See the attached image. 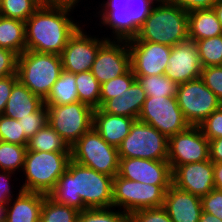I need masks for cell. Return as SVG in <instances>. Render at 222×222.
Listing matches in <instances>:
<instances>
[{
  "label": "cell",
  "instance_id": "obj_20",
  "mask_svg": "<svg viewBox=\"0 0 222 222\" xmlns=\"http://www.w3.org/2000/svg\"><path fill=\"white\" fill-rule=\"evenodd\" d=\"M163 207L172 222H199L202 213L201 198L173 184L165 192Z\"/></svg>",
  "mask_w": 222,
  "mask_h": 222
},
{
  "label": "cell",
  "instance_id": "obj_43",
  "mask_svg": "<svg viewBox=\"0 0 222 222\" xmlns=\"http://www.w3.org/2000/svg\"><path fill=\"white\" fill-rule=\"evenodd\" d=\"M17 60L16 53L0 47V79L17 74Z\"/></svg>",
  "mask_w": 222,
  "mask_h": 222
},
{
  "label": "cell",
  "instance_id": "obj_31",
  "mask_svg": "<svg viewBox=\"0 0 222 222\" xmlns=\"http://www.w3.org/2000/svg\"><path fill=\"white\" fill-rule=\"evenodd\" d=\"M147 96H176L178 84L164 75L135 76Z\"/></svg>",
  "mask_w": 222,
  "mask_h": 222
},
{
  "label": "cell",
  "instance_id": "obj_14",
  "mask_svg": "<svg viewBox=\"0 0 222 222\" xmlns=\"http://www.w3.org/2000/svg\"><path fill=\"white\" fill-rule=\"evenodd\" d=\"M84 31L85 29L81 26L69 39L60 54L62 69L67 72L77 74L90 71L99 48L110 40L108 35L98 38Z\"/></svg>",
  "mask_w": 222,
  "mask_h": 222
},
{
  "label": "cell",
  "instance_id": "obj_28",
  "mask_svg": "<svg viewBox=\"0 0 222 222\" xmlns=\"http://www.w3.org/2000/svg\"><path fill=\"white\" fill-rule=\"evenodd\" d=\"M27 151L71 152L61 136L47 124L28 140Z\"/></svg>",
  "mask_w": 222,
  "mask_h": 222
},
{
  "label": "cell",
  "instance_id": "obj_8",
  "mask_svg": "<svg viewBox=\"0 0 222 222\" xmlns=\"http://www.w3.org/2000/svg\"><path fill=\"white\" fill-rule=\"evenodd\" d=\"M170 186L141 183L116 175L113 178V207L122 208L128 215L136 210L162 207Z\"/></svg>",
  "mask_w": 222,
  "mask_h": 222
},
{
  "label": "cell",
  "instance_id": "obj_22",
  "mask_svg": "<svg viewBox=\"0 0 222 222\" xmlns=\"http://www.w3.org/2000/svg\"><path fill=\"white\" fill-rule=\"evenodd\" d=\"M16 198L7 203L6 222H39L45 194L18 189Z\"/></svg>",
  "mask_w": 222,
  "mask_h": 222
},
{
  "label": "cell",
  "instance_id": "obj_44",
  "mask_svg": "<svg viewBox=\"0 0 222 222\" xmlns=\"http://www.w3.org/2000/svg\"><path fill=\"white\" fill-rule=\"evenodd\" d=\"M14 172L0 170V205H7V203L14 197L13 194L15 191H12L14 186L11 185L12 178L13 181L18 178H15ZM13 175V176H12ZM10 181V182H9Z\"/></svg>",
  "mask_w": 222,
  "mask_h": 222
},
{
  "label": "cell",
  "instance_id": "obj_2",
  "mask_svg": "<svg viewBox=\"0 0 222 222\" xmlns=\"http://www.w3.org/2000/svg\"><path fill=\"white\" fill-rule=\"evenodd\" d=\"M73 10L42 4L25 21L26 50L60 55L75 32L86 26L73 20Z\"/></svg>",
  "mask_w": 222,
  "mask_h": 222
},
{
  "label": "cell",
  "instance_id": "obj_40",
  "mask_svg": "<svg viewBox=\"0 0 222 222\" xmlns=\"http://www.w3.org/2000/svg\"><path fill=\"white\" fill-rule=\"evenodd\" d=\"M200 78L204 84L214 92L218 100L222 103V67L208 66L202 68Z\"/></svg>",
  "mask_w": 222,
  "mask_h": 222
},
{
  "label": "cell",
  "instance_id": "obj_49",
  "mask_svg": "<svg viewBox=\"0 0 222 222\" xmlns=\"http://www.w3.org/2000/svg\"><path fill=\"white\" fill-rule=\"evenodd\" d=\"M215 189L222 191V162L213 163Z\"/></svg>",
  "mask_w": 222,
  "mask_h": 222
},
{
  "label": "cell",
  "instance_id": "obj_25",
  "mask_svg": "<svg viewBox=\"0 0 222 222\" xmlns=\"http://www.w3.org/2000/svg\"><path fill=\"white\" fill-rule=\"evenodd\" d=\"M222 34V27L213 8L188 12V38L193 41Z\"/></svg>",
  "mask_w": 222,
  "mask_h": 222
},
{
  "label": "cell",
  "instance_id": "obj_33",
  "mask_svg": "<svg viewBox=\"0 0 222 222\" xmlns=\"http://www.w3.org/2000/svg\"><path fill=\"white\" fill-rule=\"evenodd\" d=\"M202 68L222 64V34L195 41Z\"/></svg>",
  "mask_w": 222,
  "mask_h": 222
},
{
  "label": "cell",
  "instance_id": "obj_6",
  "mask_svg": "<svg viewBox=\"0 0 222 222\" xmlns=\"http://www.w3.org/2000/svg\"><path fill=\"white\" fill-rule=\"evenodd\" d=\"M62 70L61 56L55 53L25 50L18 56V80L43 100L49 95Z\"/></svg>",
  "mask_w": 222,
  "mask_h": 222
},
{
  "label": "cell",
  "instance_id": "obj_47",
  "mask_svg": "<svg viewBox=\"0 0 222 222\" xmlns=\"http://www.w3.org/2000/svg\"><path fill=\"white\" fill-rule=\"evenodd\" d=\"M209 159L213 163L222 162V137L209 140Z\"/></svg>",
  "mask_w": 222,
  "mask_h": 222
},
{
  "label": "cell",
  "instance_id": "obj_36",
  "mask_svg": "<svg viewBox=\"0 0 222 222\" xmlns=\"http://www.w3.org/2000/svg\"><path fill=\"white\" fill-rule=\"evenodd\" d=\"M77 222H129V217L116 207L94 208L81 211Z\"/></svg>",
  "mask_w": 222,
  "mask_h": 222
},
{
  "label": "cell",
  "instance_id": "obj_29",
  "mask_svg": "<svg viewBox=\"0 0 222 222\" xmlns=\"http://www.w3.org/2000/svg\"><path fill=\"white\" fill-rule=\"evenodd\" d=\"M76 88L79 101L92 107L100 108V87L101 84L91 71L75 74Z\"/></svg>",
  "mask_w": 222,
  "mask_h": 222
},
{
  "label": "cell",
  "instance_id": "obj_18",
  "mask_svg": "<svg viewBox=\"0 0 222 222\" xmlns=\"http://www.w3.org/2000/svg\"><path fill=\"white\" fill-rule=\"evenodd\" d=\"M198 48L195 41L187 39L172 46L165 75L177 84L197 79L201 76Z\"/></svg>",
  "mask_w": 222,
  "mask_h": 222
},
{
  "label": "cell",
  "instance_id": "obj_32",
  "mask_svg": "<svg viewBox=\"0 0 222 222\" xmlns=\"http://www.w3.org/2000/svg\"><path fill=\"white\" fill-rule=\"evenodd\" d=\"M26 152L27 146L0 141V170L18 174L23 170Z\"/></svg>",
  "mask_w": 222,
  "mask_h": 222
},
{
  "label": "cell",
  "instance_id": "obj_45",
  "mask_svg": "<svg viewBox=\"0 0 222 222\" xmlns=\"http://www.w3.org/2000/svg\"><path fill=\"white\" fill-rule=\"evenodd\" d=\"M18 75H10L0 79V115L3 114L13 86L18 82Z\"/></svg>",
  "mask_w": 222,
  "mask_h": 222
},
{
  "label": "cell",
  "instance_id": "obj_12",
  "mask_svg": "<svg viewBox=\"0 0 222 222\" xmlns=\"http://www.w3.org/2000/svg\"><path fill=\"white\" fill-rule=\"evenodd\" d=\"M137 120L153 126L167 138L185 131L190 126L183 116L176 96H147Z\"/></svg>",
  "mask_w": 222,
  "mask_h": 222
},
{
  "label": "cell",
  "instance_id": "obj_11",
  "mask_svg": "<svg viewBox=\"0 0 222 222\" xmlns=\"http://www.w3.org/2000/svg\"><path fill=\"white\" fill-rule=\"evenodd\" d=\"M176 99L190 126H199L213 111L222 106L200 77L178 84Z\"/></svg>",
  "mask_w": 222,
  "mask_h": 222
},
{
  "label": "cell",
  "instance_id": "obj_41",
  "mask_svg": "<svg viewBox=\"0 0 222 222\" xmlns=\"http://www.w3.org/2000/svg\"><path fill=\"white\" fill-rule=\"evenodd\" d=\"M199 127L208 140L222 137V106L213 111Z\"/></svg>",
  "mask_w": 222,
  "mask_h": 222
},
{
  "label": "cell",
  "instance_id": "obj_37",
  "mask_svg": "<svg viewBox=\"0 0 222 222\" xmlns=\"http://www.w3.org/2000/svg\"><path fill=\"white\" fill-rule=\"evenodd\" d=\"M0 141L27 146L28 139L22 130L21 123L17 119H12L0 115Z\"/></svg>",
  "mask_w": 222,
  "mask_h": 222
},
{
  "label": "cell",
  "instance_id": "obj_24",
  "mask_svg": "<svg viewBox=\"0 0 222 222\" xmlns=\"http://www.w3.org/2000/svg\"><path fill=\"white\" fill-rule=\"evenodd\" d=\"M43 105L44 100L41 97L33 94L25 85L18 81L13 86L2 115L19 120L38 111Z\"/></svg>",
  "mask_w": 222,
  "mask_h": 222
},
{
  "label": "cell",
  "instance_id": "obj_35",
  "mask_svg": "<svg viewBox=\"0 0 222 222\" xmlns=\"http://www.w3.org/2000/svg\"><path fill=\"white\" fill-rule=\"evenodd\" d=\"M136 80L131 68L123 75L106 81L100 87V107L109 99L122 96L130 85Z\"/></svg>",
  "mask_w": 222,
  "mask_h": 222
},
{
  "label": "cell",
  "instance_id": "obj_3",
  "mask_svg": "<svg viewBox=\"0 0 222 222\" xmlns=\"http://www.w3.org/2000/svg\"><path fill=\"white\" fill-rule=\"evenodd\" d=\"M158 0H106L96 12L98 25L111 31L110 40L128 41L137 36L140 27L150 15ZM102 8V9H100ZM108 27V28H107ZM113 33V34H112Z\"/></svg>",
  "mask_w": 222,
  "mask_h": 222
},
{
  "label": "cell",
  "instance_id": "obj_19",
  "mask_svg": "<svg viewBox=\"0 0 222 222\" xmlns=\"http://www.w3.org/2000/svg\"><path fill=\"white\" fill-rule=\"evenodd\" d=\"M172 184L200 198L215 189L213 162L186 163L172 172Z\"/></svg>",
  "mask_w": 222,
  "mask_h": 222
},
{
  "label": "cell",
  "instance_id": "obj_26",
  "mask_svg": "<svg viewBox=\"0 0 222 222\" xmlns=\"http://www.w3.org/2000/svg\"><path fill=\"white\" fill-rule=\"evenodd\" d=\"M0 47L22 54L26 50L25 22L0 16Z\"/></svg>",
  "mask_w": 222,
  "mask_h": 222
},
{
  "label": "cell",
  "instance_id": "obj_10",
  "mask_svg": "<svg viewBox=\"0 0 222 222\" xmlns=\"http://www.w3.org/2000/svg\"><path fill=\"white\" fill-rule=\"evenodd\" d=\"M48 124L71 148L93 127L94 109L80 101L66 105H46Z\"/></svg>",
  "mask_w": 222,
  "mask_h": 222
},
{
  "label": "cell",
  "instance_id": "obj_30",
  "mask_svg": "<svg viewBox=\"0 0 222 222\" xmlns=\"http://www.w3.org/2000/svg\"><path fill=\"white\" fill-rule=\"evenodd\" d=\"M79 211L67 205L59 204L45 196L39 222H77Z\"/></svg>",
  "mask_w": 222,
  "mask_h": 222
},
{
  "label": "cell",
  "instance_id": "obj_17",
  "mask_svg": "<svg viewBox=\"0 0 222 222\" xmlns=\"http://www.w3.org/2000/svg\"><path fill=\"white\" fill-rule=\"evenodd\" d=\"M117 175L151 185H172V169L167 160L120 158Z\"/></svg>",
  "mask_w": 222,
  "mask_h": 222
},
{
  "label": "cell",
  "instance_id": "obj_21",
  "mask_svg": "<svg viewBox=\"0 0 222 222\" xmlns=\"http://www.w3.org/2000/svg\"><path fill=\"white\" fill-rule=\"evenodd\" d=\"M134 121L131 117L105 113L101 108L94 109L93 112V127L108 144L116 148L129 134Z\"/></svg>",
  "mask_w": 222,
  "mask_h": 222
},
{
  "label": "cell",
  "instance_id": "obj_34",
  "mask_svg": "<svg viewBox=\"0 0 222 222\" xmlns=\"http://www.w3.org/2000/svg\"><path fill=\"white\" fill-rule=\"evenodd\" d=\"M42 4V0H2L1 16L25 22Z\"/></svg>",
  "mask_w": 222,
  "mask_h": 222
},
{
  "label": "cell",
  "instance_id": "obj_48",
  "mask_svg": "<svg viewBox=\"0 0 222 222\" xmlns=\"http://www.w3.org/2000/svg\"><path fill=\"white\" fill-rule=\"evenodd\" d=\"M42 1H43V4L45 5L67 7L71 9H76V7L80 5L79 2H81V0H42Z\"/></svg>",
  "mask_w": 222,
  "mask_h": 222
},
{
  "label": "cell",
  "instance_id": "obj_23",
  "mask_svg": "<svg viewBox=\"0 0 222 222\" xmlns=\"http://www.w3.org/2000/svg\"><path fill=\"white\" fill-rule=\"evenodd\" d=\"M146 98V92L135 80L122 96H115L107 100L100 108L111 115L131 117L137 120Z\"/></svg>",
  "mask_w": 222,
  "mask_h": 222
},
{
  "label": "cell",
  "instance_id": "obj_4",
  "mask_svg": "<svg viewBox=\"0 0 222 222\" xmlns=\"http://www.w3.org/2000/svg\"><path fill=\"white\" fill-rule=\"evenodd\" d=\"M136 38L171 47L185 41L188 39V12L168 0H158Z\"/></svg>",
  "mask_w": 222,
  "mask_h": 222
},
{
  "label": "cell",
  "instance_id": "obj_9",
  "mask_svg": "<svg viewBox=\"0 0 222 222\" xmlns=\"http://www.w3.org/2000/svg\"><path fill=\"white\" fill-rule=\"evenodd\" d=\"M118 152L119 158L168 160V138L153 126L135 120Z\"/></svg>",
  "mask_w": 222,
  "mask_h": 222
},
{
  "label": "cell",
  "instance_id": "obj_39",
  "mask_svg": "<svg viewBox=\"0 0 222 222\" xmlns=\"http://www.w3.org/2000/svg\"><path fill=\"white\" fill-rule=\"evenodd\" d=\"M128 217L129 222H172L163 206L136 210L130 213Z\"/></svg>",
  "mask_w": 222,
  "mask_h": 222
},
{
  "label": "cell",
  "instance_id": "obj_38",
  "mask_svg": "<svg viewBox=\"0 0 222 222\" xmlns=\"http://www.w3.org/2000/svg\"><path fill=\"white\" fill-rule=\"evenodd\" d=\"M18 121L21 123L22 130L29 140L48 124L47 106L44 104L38 111L22 117Z\"/></svg>",
  "mask_w": 222,
  "mask_h": 222
},
{
  "label": "cell",
  "instance_id": "obj_15",
  "mask_svg": "<svg viewBox=\"0 0 222 222\" xmlns=\"http://www.w3.org/2000/svg\"><path fill=\"white\" fill-rule=\"evenodd\" d=\"M130 65L135 76L164 75L172 47L160 43L140 41L136 37L127 41Z\"/></svg>",
  "mask_w": 222,
  "mask_h": 222
},
{
  "label": "cell",
  "instance_id": "obj_53",
  "mask_svg": "<svg viewBox=\"0 0 222 222\" xmlns=\"http://www.w3.org/2000/svg\"><path fill=\"white\" fill-rule=\"evenodd\" d=\"M1 1H2V0H0V16H1Z\"/></svg>",
  "mask_w": 222,
  "mask_h": 222
},
{
  "label": "cell",
  "instance_id": "obj_52",
  "mask_svg": "<svg viewBox=\"0 0 222 222\" xmlns=\"http://www.w3.org/2000/svg\"><path fill=\"white\" fill-rule=\"evenodd\" d=\"M7 206L0 205V222H6Z\"/></svg>",
  "mask_w": 222,
  "mask_h": 222
},
{
  "label": "cell",
  "instance_id": "obj_50",
  "mask_svg": "<svg viewBox=\"0 0 222 222\" xmlns=\"http://www.w3.org/2000/svg\"><path fill=\"white\" fill-rule=\"evenodd\" d=\"M199 222H222V220L216 216L211 215L210 213L202 211Z\"/></svg>",
  "mask_w": 222,
  "mask_h": 222
},
{
  "label": "cell",
  "instance_id": "obj_27",
  "mask_svg": "<svg viewBox=\"0 0 222 222\" xmlns=\"http://www.w3.org/2000/svg\"><path fill=\"white\" fill-rule=\"evenodd\" d=\"M78 101L75 74L62 70L49 95L44 99V104L66 105Z\"/></svg>",
  "mask_w": 222,
  "mask_h": 222
},
{
  "label": "cell",
  "instance_id": "obj_42",
  "mask_svg": "<svg viewBox=\"0 0 222 222\" xmlns=\"http://www.w3.org/2000/svg\"><path fill=\"white\" fill-rule=\"evenodd\" d=\"M202 211L210 213L222 220V191L213 189L201 197Z\"/></svg>",
  "mask_w": 222,
  "mask_h": 222
},
{
  "label": "cell",
  "instance_id": "obj_46",
  "mask_svg": "<svg viewBox=\"0 0 222 222\" xmlns=\"http://www.w3.org/2000/svg\"><path fill=\"white\" fill-rule=\"evenodd\" d=\"M186 12L212 8L216 0H168Z\"/></svg>",
  "mask_w": 222,
  "mask_h": 222
},
{
  "label": "cell",
  "instance_id": "obj_51",
  "mask_svg": "<svg viewBox=\"0 0 222 222\" xmlns=\"http://www.w3.org/2000/svg\"><path fill=\"white\" fill-rule=\"evenodd\" d=\"M212 8L222 27V0H216Z\"/></svg>",
  "mask_w": 222,
  "mask_h": 222
},
{
  "label": "cell",
  "instance_id": "obj_13",
  "mask_svg": "<svg viewBox=\"0 0 222 222\" xmlns=\"http://www.w3.org/2000/svg\"><path fill=\"white\" fill-rule=\"evenodd\" d=\"M205 160H209V140L199 126H189L168 138L167 161L172 172L180 165Z\"/></svg>",
  "mask_w": 222,
  "mask_h": 222
},
{
  "label": "cell",
  "instance_id": "obj_1",
  "mask_svg": "<svg viewBox=\"0 0 222 222\" xmlns=\"http://www.w3.org/2000/svg\"><path fill=\"white\" fill-rule=\"evenodd\" d=\"M113 177L99 173L71 159L48 196L55 202L85 209L113 207Z\"/></svg>",
  "mask_w": 222,
  "mask_h": 222
},
{
  "label": "cell",
  "instance_id": "obj_16",
  "mask_svg": "<svg viewBox=\"0 0 222 222\" xmlns=\"http://www.w3.org/2000/svg\"><path fill=\"white\" fill-rule=\"evenodd\" d=\"M131 68L125 40H107L96 55L91 72L100 84L125 74Z\"/></svg>",
  "mask_w": 222,
  "mask_h": 222
},
{
  "label": "cell",
  "instance_id": "obj_5",
  "mask_svg": "<svg viewBox=\"0 0 222 222\" xmlns=\"http://www.w3.org/2000/svg\"><path fill=\"white\" fill-rule=\"evenodd\" d=\"M71 159V152L27 151L22 170L25 179L21 178L25 181L20 188L48 195Z\"/></svg>",
  "mask_w": 222,
  "mask_h": 222
},
{
  "label": "cell",
  "instance_id": "obj_7",
  "mask_svg": "<svg viewBox=\"0 0 222 222\" xmlns=\"http://www.w3.org/2000/svg\"><path fill=\"white\" fill-rule=\"evenodd\" d=\"M71 158L81 165L113 178L118 174V148L108 144L94 127L71 147Z\"/></svg>",
  "mask_w": 222,
  "mask_h": 222
}]
</instances>
